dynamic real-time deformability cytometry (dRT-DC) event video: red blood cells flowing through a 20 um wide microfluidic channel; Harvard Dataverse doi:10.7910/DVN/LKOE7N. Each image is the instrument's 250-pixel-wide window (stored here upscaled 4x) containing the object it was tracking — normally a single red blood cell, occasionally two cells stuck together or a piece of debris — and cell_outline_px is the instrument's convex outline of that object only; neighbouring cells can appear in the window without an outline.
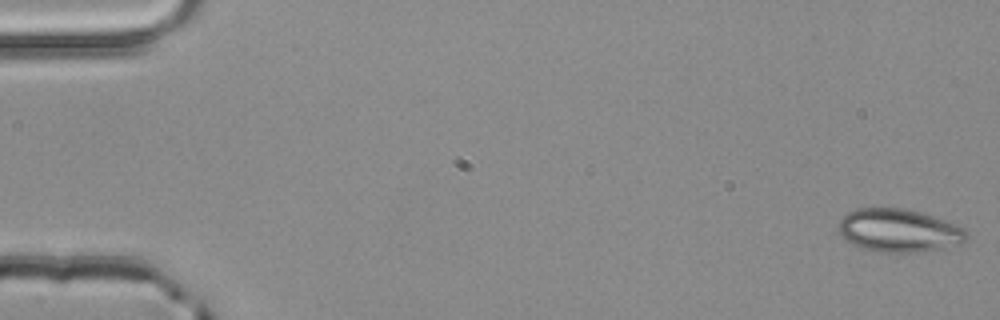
{"species": "common noctule bat (a hibernating species)", "species_latin": "Nyctalus noctula", "temperature_condition": "room temperature", "stored_images_in_passage": 4, "camera_frame_rate_fps": 3000, "um_per_image_px": 0.085, "animal": {"sex": "male", "body_mass_g": 20.4}, "frame": {"image": 1, "passage_image": 1, "time_ms": 0.0, "image_size_px": [1000, 320], "cell_outline_px": [[968, 236], [960, 244], [944, 248], [924, 252], [876, 252], [852, 244], [836, 228], [836, 224], [848, 212], [856, 208], [904, 208], [920, 212], [944, 220], [964, 228], [968, 232]], "centroid_in_image_um": [76.4, 19.59], "position_along_channel_um": 8.6, "area_um2": 32.19}}